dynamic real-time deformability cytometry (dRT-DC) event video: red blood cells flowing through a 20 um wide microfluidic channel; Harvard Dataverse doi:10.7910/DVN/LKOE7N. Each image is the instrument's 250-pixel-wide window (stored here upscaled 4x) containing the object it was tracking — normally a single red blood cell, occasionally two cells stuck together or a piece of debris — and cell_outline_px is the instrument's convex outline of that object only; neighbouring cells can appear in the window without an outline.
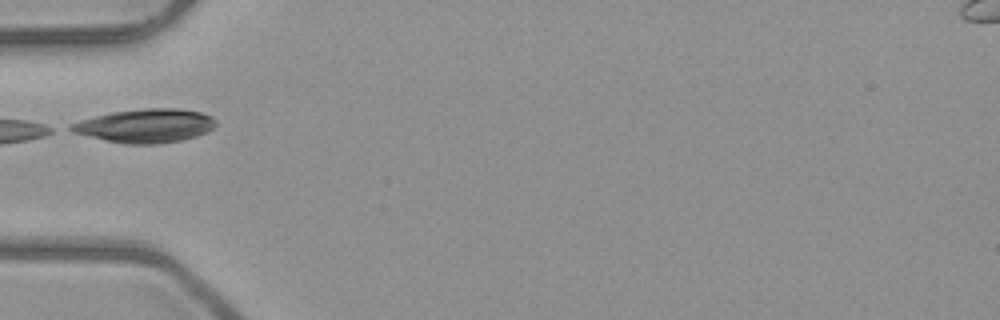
{"species": "common noctule bat (a hibernating species)", "species_latin": "Nyctalus noctula", "temperature_condition": "room temperature", "stored_images_in_passage": 5, "camera_frame_rate_fps": 3000, "um_per_image_px": 0.085, "animal": {"sex": "male", "body_mass_g": 23.1, "forearm_length_mm": 52.7}, "frame": {"image": 1, "passage_image": 5, "time_ms": 4.333, "image_size_px": [1000, 320], "cell_outline_px": [[216, 124], [208, 132], [196, 136], [180, 140], [156, 144], [124, 144], [72, 132], [60, 128], [68, 124], [80, 120], [112, 112], [144, 108], [176, 108], [200, 112], [212, 116], [216, 120]], "centroid_in_image_um": [12.31, 10.68], "position_along_channel_um": 72.7, "area_um2": 28.55}}